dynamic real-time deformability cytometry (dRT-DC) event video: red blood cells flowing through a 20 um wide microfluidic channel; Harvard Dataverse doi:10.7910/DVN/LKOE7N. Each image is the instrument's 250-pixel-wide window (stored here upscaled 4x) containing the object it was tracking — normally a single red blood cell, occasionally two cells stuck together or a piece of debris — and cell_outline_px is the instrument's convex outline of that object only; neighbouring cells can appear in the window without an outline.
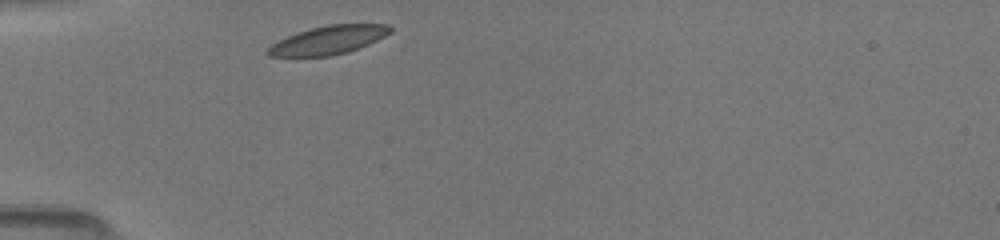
{"species": "common noctule bat (a hibernating species)", "species_latin": "Nyctalus noctula", "temperature_condition": "room temperature", "stored_images_in_passage": 3, "camera_frame_rate_fps": 3000, "um_per_image_px": 0.085, "animal": {"sex": "female", "body_mass_g": 19.5, "forearm_length_mm": 54.1}, "frame": {"image": 1, "passage_image": 1, "time_ms": 0.0, "image_size_px": [1000, 240], "cell_outline_px": [[392, 32], [368, 44], [348, 52], [332, 56], [268, 56], [264, 52], [272, 44], [296, 32], [328, 24], [388, 24], [392, 28]], "centroid_in_image_um": [27.91, 3.4], "position_along_channel_um": 57.1, "area_um2": 20.23}}